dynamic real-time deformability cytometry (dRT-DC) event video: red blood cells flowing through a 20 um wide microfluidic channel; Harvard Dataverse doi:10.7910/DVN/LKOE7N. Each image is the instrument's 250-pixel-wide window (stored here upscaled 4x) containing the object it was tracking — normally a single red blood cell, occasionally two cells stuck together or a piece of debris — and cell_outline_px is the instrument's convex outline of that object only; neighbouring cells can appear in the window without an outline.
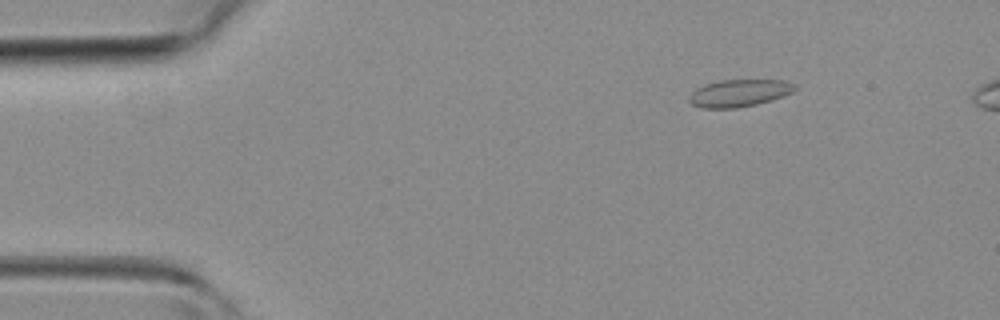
{"species": "common noctule bat (a hibernating species)", "species_latin": "Nyctalus noctula", "temperature_condition": "room temperature", "stored_images_in_passage": 37, "camera_frame_rate_fps": 3000, "um_per_image_px": 0.085, "animal": {"sex": "female", "body_mass_g": 19.3, "forearm_length_mm": 54.1}, "frame": {"image": 1, "passage_image": 2, "time_ms": 0.333, "image_size_px": [1000, 320], "cell_outline_px": [[796, 88], [792, 92], [784, 96], [772, 100], [756, 104], [736, 108], [700, 108], [692, 104], [688, 100], [688, 96], [696, 88], [704, 84], [720, 80], [784, 80], [796, 84]], "centroid_in_image_um": [62.81, 7.91], "position_along_channel_um": 22.2, "area_um2": 16.94}}
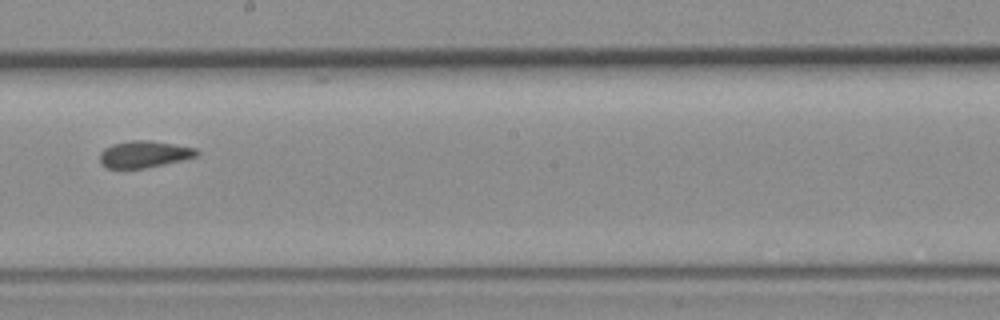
{"frame": {"image": 2, "passage_image": 20, "time_ms": 6.333, "image_size_px": [1000, 320], "cell_outline_px": [[200, 152], [196, 156], [184, 160], [144, 168], [108, 168], [100, 164], [100, 152], [104, 148], [112, 144], [132, 140], [148, 140], [196, 148]], "centroid_in_image_um": [12.24, 13.11], "position_along_channel_um": 236.0, "area_um2": 15.09}}
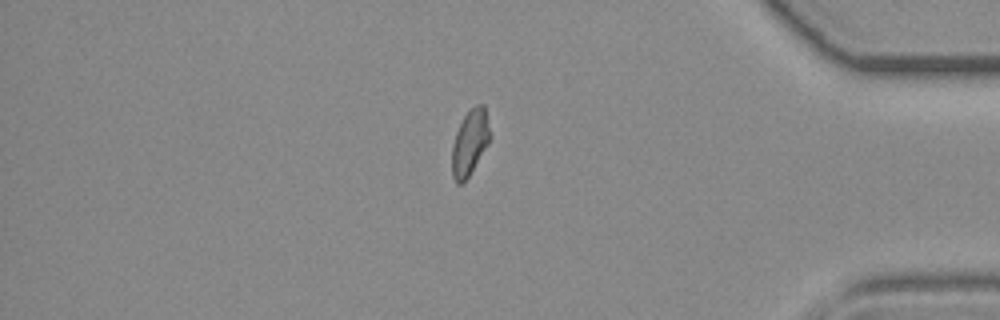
{"frame": {"image": 3, "passage_image": 32, "time_ms": 10.333, "image_size_px": [1000, 320], "cell_outline_px": [[488, 144], [464, 184], [456, 184], [452, 176], [452, 144], [456, 132], [464, 116], [476, 104], [484, 104], [488, 128]], "centroid_in_image_um": [39.89, 12.18], "position_along_channel_um": 395.3, "area_um2": 14.22}}